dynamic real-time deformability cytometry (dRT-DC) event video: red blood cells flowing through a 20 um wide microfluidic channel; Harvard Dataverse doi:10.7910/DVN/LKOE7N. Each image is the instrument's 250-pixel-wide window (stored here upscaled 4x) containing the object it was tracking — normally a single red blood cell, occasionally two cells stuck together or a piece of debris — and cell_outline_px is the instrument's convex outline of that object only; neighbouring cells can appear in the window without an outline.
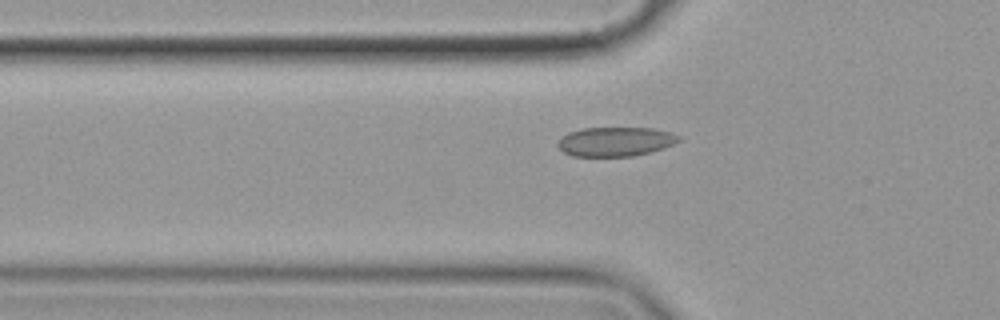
{"species": "common noctule bat (a hibernating species)", "species_latin": "Nyctalus noctula", "temperature_condition": "cold", "stored_images_in_passage": 52, "camera_frame_rate_fps": 3000, "um_per_image_px": 0.085, "animal": {"sex": "female", "body_mass_g": 19.9}, "frame": {"image": 1, "passage_image": 20, "time_ms": 6.333, "image_size_px": [1000, 320], "cell_outline_px": [[680, 140], [664, 148], [652, 152], [632, 156], [572, 156], [564, 152], [556, 144], [568, 132], [584, 128], [652, 128], [672, 132], [680, 136]], "centroid_in_image_um": [52.34, 12.04], "position_along_channel_um": 73.5, "area_um2": 20.58}}
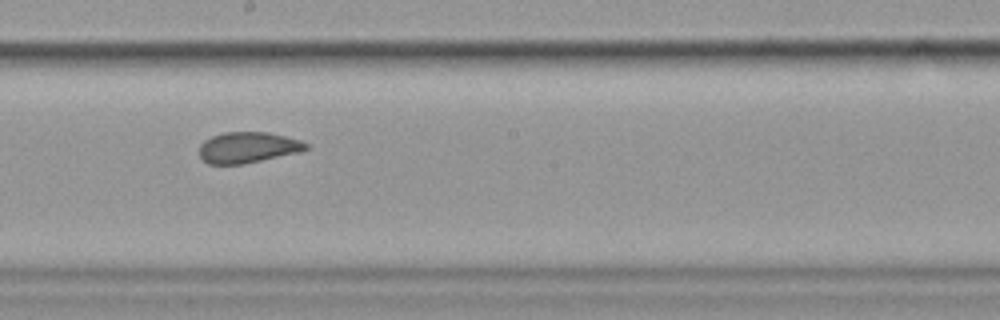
{"frame": {"image": 2, "passage_image": 33, "time_ms": 10.667, "image_size_px": [1000, 320], "cell_outline_px": [[308, 148], [300, 152], [244, 164], [208, 164], [200, 156], [200, 144], [204, 140], [212, 136], [224, 132], [268, 132], [304, 140], [308, 144]], "centroid_in_image_um": [21.1, 12.53], "position_along_channel_um": 227.1, "area_um2": 19.36}}
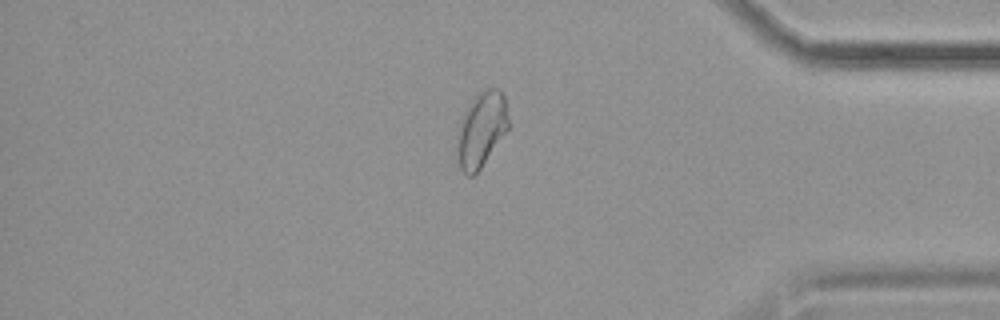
{"frame": {"image": 3, "passage_image": 49, "time_ms": 16.0, "image_size_px": [1000, 320], "cell_outline_px": [[508, 128], [480, 168], [472, 176], [468, 176], [460, 168], [456, 152], [456, 132], [460, 120], [472, 96], [488, 88], [496, 88], [504, 96], [508, 116]], "centroid_in_image_um": [40.86, 10.99], "position_along_channel_um": 394.3, "area_um2": 22.43}}